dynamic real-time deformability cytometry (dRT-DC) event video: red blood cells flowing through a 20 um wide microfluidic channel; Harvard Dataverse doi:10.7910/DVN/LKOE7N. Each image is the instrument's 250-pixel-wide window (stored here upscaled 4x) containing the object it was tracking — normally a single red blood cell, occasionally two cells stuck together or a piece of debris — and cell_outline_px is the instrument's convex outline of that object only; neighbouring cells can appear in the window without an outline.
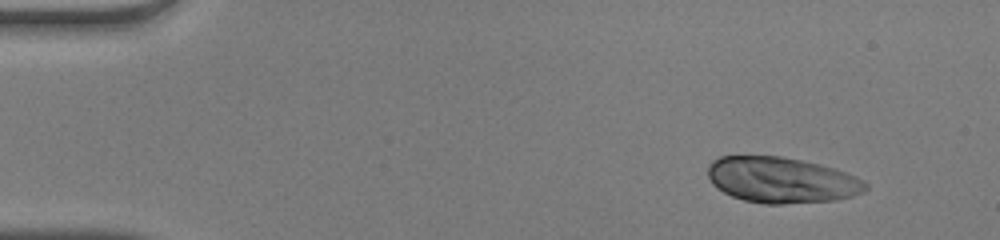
{"species": "human", "species_latin": "Homo sapiens", "temperature_condition": "warm", "stored_images_in_passage": 50, "camera_frame_rate_fps": 3000, "um_per_image_px": 0.085, "donor": {"sex": "male"}, "frame": {"image": 1, "passage_image": 5, "time_ms": 1.333, "image_size_px": [1000, 240], "cell_outline_px": [[868, 188], [864, 192], [852, 196], [836, 200], [780, 204], [764, 204], [744, 200], [732, 196], [716, 188], [712, 184], [708, 176], [708, 164], [712, 160], [720, 156], [780, 156], [800, 160], [836, 168], [856, 176], [864, 180], [868, 184]], "centroid_in_image_um": [66.44, 15.3], "position_along_channel_um": 18.6, "area_um2": 42.31}}
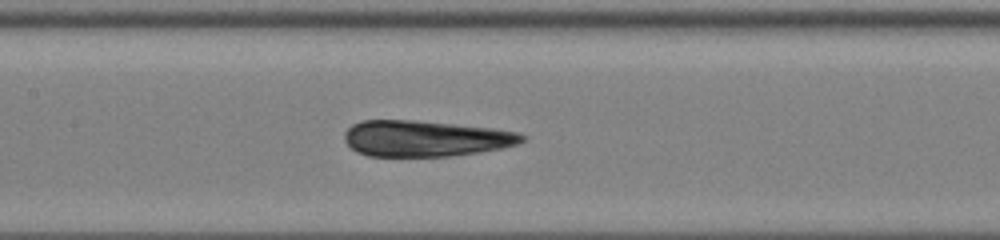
{"frame": {"image": 2, "passage_image": 24, "time_ms": 7.667, "image_size_px": [1000, 240], "cell_outline_px": [[528, 136], [524, 140], [516, 144], [500, 148], [452, 156], [368, 156], [356, 152], [344, 140], [344, 132], [352, 124], [360, 120], [412, 120], [492, 128], [520, 132]], "centroid_in_image_um": [36.13, 11.77], "position_along_channel_um": 171.3, "area_um2": 37.22}}
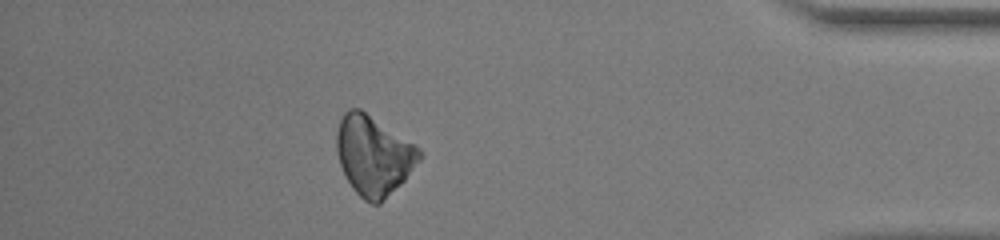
{"frame": {"image": 3, "passage_image": 44, "time_ms": 14.333, "image_size_px": [1000, 240], "cell_outline_px": [[420, 160], [404, 180], [380, 204], [372, 204], [364, 200], [352, 188], [340, 164], [336, 152], [336, 132], [340, 120], [344, 112], [348, 108], [360, 108], [420, 148]], "centroid_in_image_um": [31.73, 13.2], "position_along_channel_um": 403.5, "area_um2": 38.03}, "authors_computed_cell_mechanics": {"area_um2": 38.8994, "velocity_mm_per_s": 4.1116, "shape_relaxation_time_tau1_ms": 5.8181, "shape_relaxation_time_tau2_ms": 2.501, "deformation_change_tau1": 0.2122, "deformation_change_tau2": 0.0887}}